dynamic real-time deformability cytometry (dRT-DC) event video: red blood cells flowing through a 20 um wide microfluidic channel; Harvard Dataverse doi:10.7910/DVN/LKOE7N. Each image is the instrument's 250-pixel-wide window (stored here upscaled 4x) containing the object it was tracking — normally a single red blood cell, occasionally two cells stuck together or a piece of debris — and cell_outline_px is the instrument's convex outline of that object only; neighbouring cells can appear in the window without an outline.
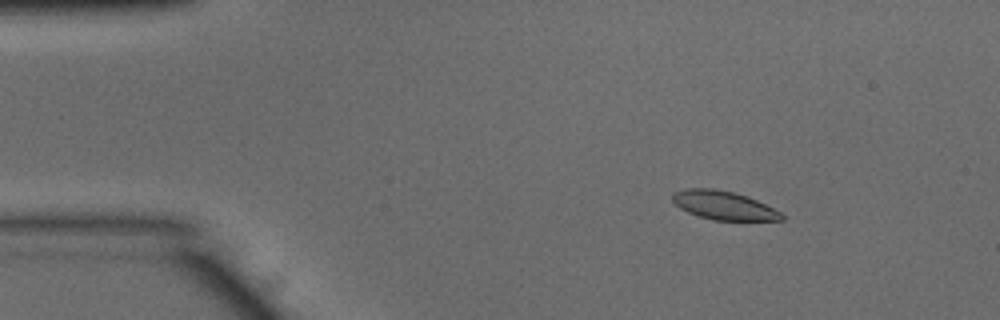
{"species": "common noctule bat (a hibernating species)", "species_latin": "Nyctalus noctula", "temperature_condition": "warm", "stored_images_in_passage": 53, "camera_frame_rate_fps": 3000, "um_per_image_px": 0.085, "animal": {"sex": "male", "body_mass_g": 15.6}, "frame": {"image": 1, "passage_image": 8, "time_ms": 2.333, "image_size_px": [1000, 320], "cell_outline_px": [[784, 220], [712, 220], [688, 212], [680, 208], [672, 200], [672, 192], [684, 188], [716, 188], [748, 196], [780, 212], [784, 216]], "centroid_in_image_um": [61.47, 17.44], "position_along_channel_um": 23.5, "area_um2": 18.15}}
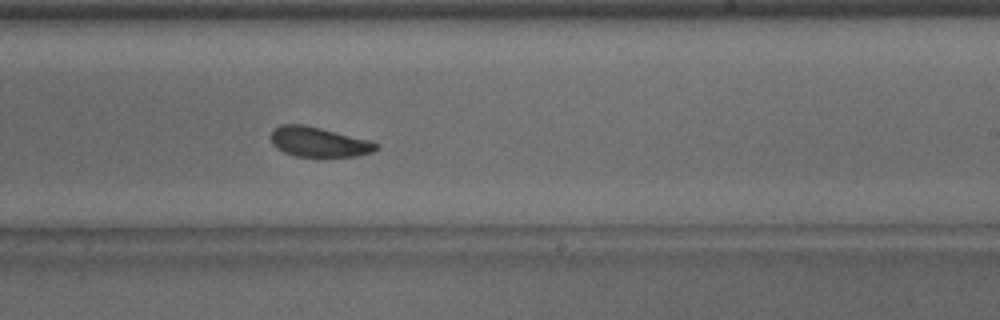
{"frame": {"image": 2, "passage_image": 32, "time_ms": 10.333, "image_size_px": [1000, 320], "cell_outline_px": [[380, 148], [372, 152], [356, 156], [296, 156], [284, 152], [276, 148], [272, 144], [272, 132], [280, 124], [304, 124], [372, 140], [380, 144]], "centroid_in_image_um": [27.15, 12.06], "position_along_channel_um": 261.9, "area_um2": 18.38}}
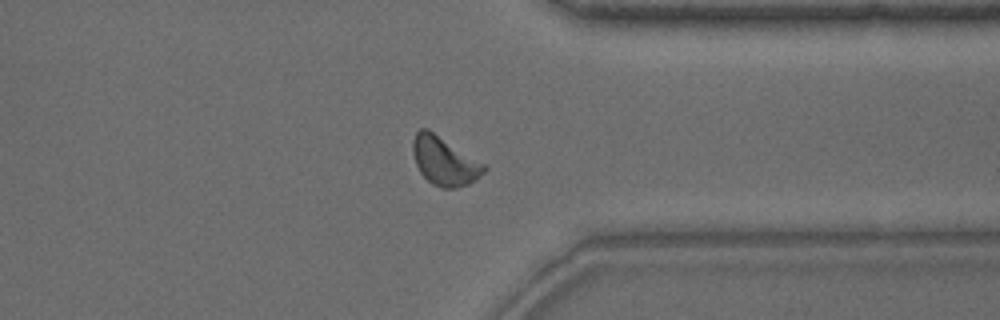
{"frame": {"image": 3, "passage_image": 41, "time_ms": 13.333, "image_size_px": [1000, 320], "cell_outline_px": [[488, 168], [476, 180], [468, 184], [456, 188], [440, 188], [432, 184], [420, 172], [416, 164], [412, 152], [412, 140], [416, 132], [420, 128], [428, 128], [484, 164]], "centroid_in_image_um": [37.75, 13.68], "position_along_channel_um": 373.6, "area_um2": 20.11}, "authors_computed_cell_mechanics": {"area_um2": 18.8428, "velocity_mm_per_s": 3.8537, "shape_relaxation_time_tau1_ms": 5.2508, "shape_relaxation_time_tau2_ms": 2.6895, "deformation_change_tau1": 0.1145, "deformation_change_tau2": 0.0812}}